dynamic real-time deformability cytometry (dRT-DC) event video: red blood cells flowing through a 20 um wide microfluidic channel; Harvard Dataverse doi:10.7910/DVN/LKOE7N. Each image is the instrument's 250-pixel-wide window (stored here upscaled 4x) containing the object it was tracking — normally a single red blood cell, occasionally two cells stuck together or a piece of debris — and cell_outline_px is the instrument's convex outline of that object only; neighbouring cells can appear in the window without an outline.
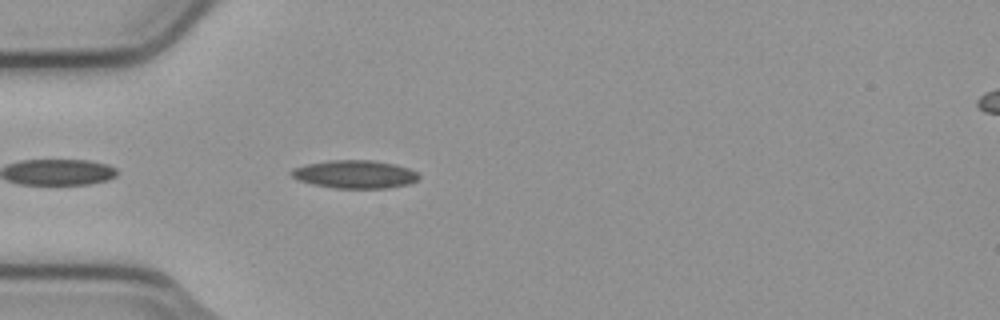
{"species": "common noctule bat (a hibernating species)", "species_latin": "Nyctalus noctula", "temperature_condition": "cold", "stored_images_in_passage": 13, "camera_frame_rate_fps": 3000, "um_per_image_px": 0.085, "animal": {"sex": "male", "body_mass_g": 23.1, "forearm_length_mm": 52.7}, "frame": {"image": 1, "passage_image": 3, "time_ms": 0.667, "image_size_px": [1000, 320], "cell_outline_px": [[420, 180], [408, 184], [388, 188], [332, 188], [312, 184], [296, 180], [288, 172], [292, 168], [304, 164], [328, 160], [372, 160], [392, 164], [408, 168], [416, 172], [420, 176]], "centroid_in_image_um": [30.11, 14.81], "position_along_channel_um": 54.9, "area_um2": 21.1}}
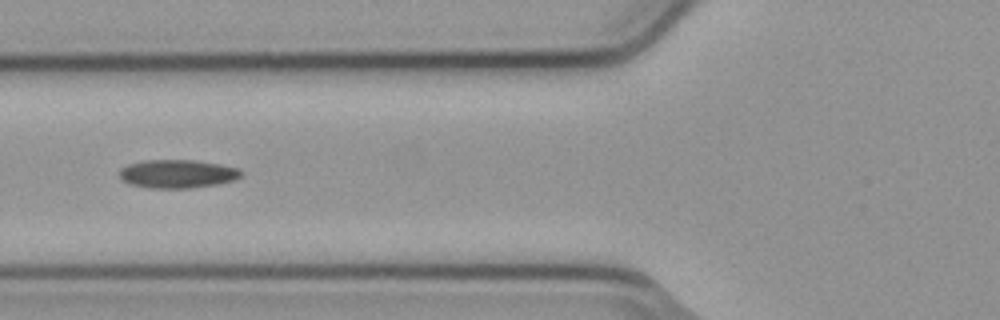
{"frame": {"image": 2, "passage_image": 8, "time_ms": 2.333, "image_size_px": [1000, 320], "cell_outline_px": [[244, 172], [236, 180], [216, 184], [188, 188], [152, 188], [128, 184], [120, 180], [120, 168], [128, 164], [144, 160], [196, 160], [220, 164], [240, 168]], "centroid_in_image_um": [15.08, 14.77], "position_along_channel_um": 110.7, "area_um2": 20.35}}
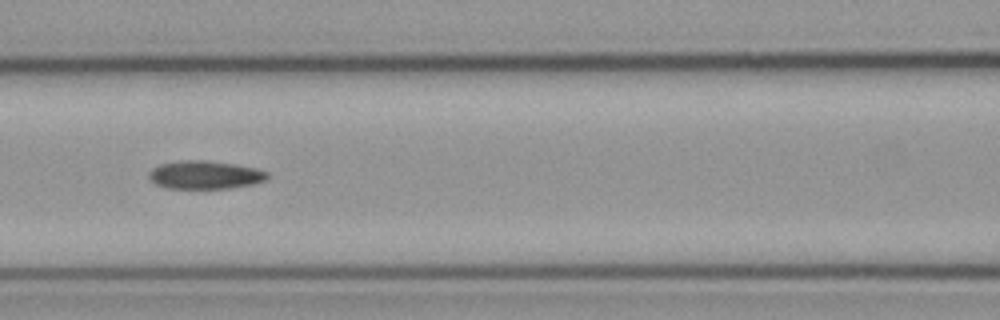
{"frame": {"image": 3, "passage_image": 11, "time_ms": 3.333, "image_size_px": [1000, 320], "cell_outline_px": [[268, 180], [252, 184], [228, 188], [164, 188], [156, 184], [148, 176], [148, 172], [152, 168], [160, 164], [184, 160], [204, 160], [232, 164], [256, 168], [268, 172]], "centroid_in_image_um": [17.42, 14.86], "position_along_channel_um": 149.2, "area_um2": 19.36}}